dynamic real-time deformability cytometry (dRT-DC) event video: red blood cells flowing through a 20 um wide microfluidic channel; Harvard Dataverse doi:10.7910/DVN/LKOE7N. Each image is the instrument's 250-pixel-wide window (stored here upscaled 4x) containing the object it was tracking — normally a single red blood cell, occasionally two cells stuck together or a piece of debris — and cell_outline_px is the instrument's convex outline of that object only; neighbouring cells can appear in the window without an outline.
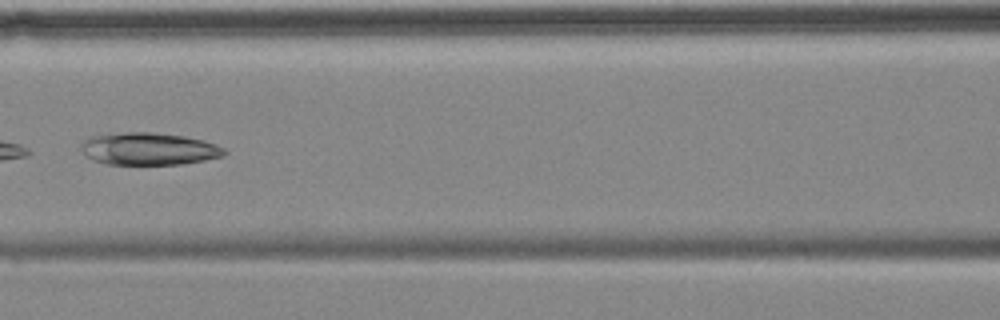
{"species": "common noctule bat (a hibernating species)", "species_latin": "Nyctalus noctula", "temperature_condition": "cold", "stored_images_in_passage": 13, "camera_frame_rate_fps": 3000, "um_per_image_px": 0.085, "animal": {"sex": "female", "body_mass_g": 18.4}, "frame": {"image": 1, "passage_image": 6, "time_ms": 6.667, "image_size_px": [1000, 320], "cell_outline_px": [[228, 152], [224, 156], [184, 164], [108, 164], [92, 160], [84, 156], [80, 148], [80, 144], [88, 136], [124, 132], [152, 132], [184, 136], [216, 144], [224, 148]], "centroid_in_image_um": [12.61, 12.65], "position_along_channel_um": 154.0, "area_um2": 27.22}}
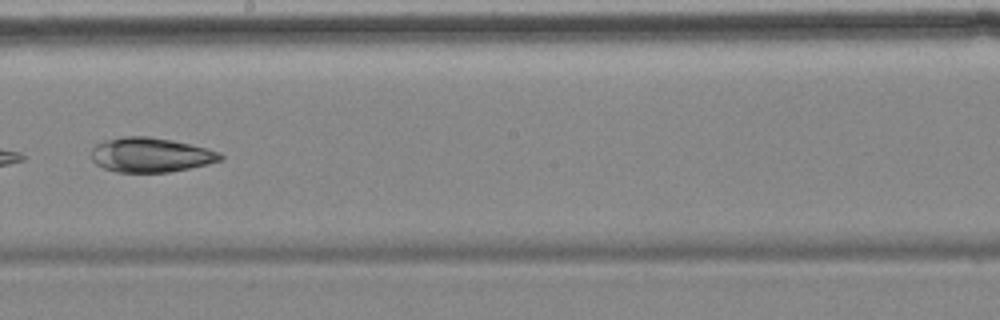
{"frame": {"image": 2, "passage_image": 8, "time_ms": 9.0, "image_size_px": [1000, 320], "cell_outline_px": [[224, 160], [208, 164], [168, 172], [116, 172], [104, 168], [96, 164], [92, 160], [92, 148], [96, 144], [104, 140], [124, 136], [148, 136], [172, 140], [208, 148], [220, 152], [224, 156]], "centroid_in_image_um": [12.82, 13.16], "position_along_channel_um": 235.4, "area_um2": 26.13}}
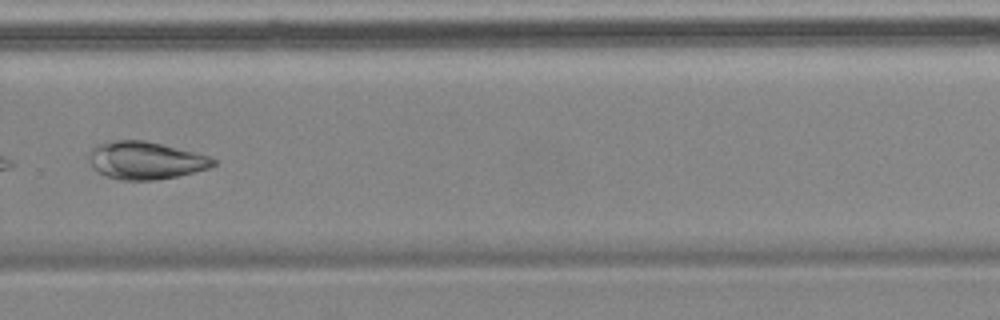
{"frame": {"image": 3, "passage_image": 10, "time_ms": 11.333, "image_size_px": [1000, 320], "cell_outline_px": [[216, 164], [208, 168], [176, 176], [152, 180], [120, 180], [104, 176], [92, 168], [88, 160], [88, 152], [96, 144], [104, 140], [144, 140], [208, 156], [216, 160]], "centroid_in_image_um": [12.26, 13.63], "position_along_channel_um": 317.5, "area_um2": 27.28}}